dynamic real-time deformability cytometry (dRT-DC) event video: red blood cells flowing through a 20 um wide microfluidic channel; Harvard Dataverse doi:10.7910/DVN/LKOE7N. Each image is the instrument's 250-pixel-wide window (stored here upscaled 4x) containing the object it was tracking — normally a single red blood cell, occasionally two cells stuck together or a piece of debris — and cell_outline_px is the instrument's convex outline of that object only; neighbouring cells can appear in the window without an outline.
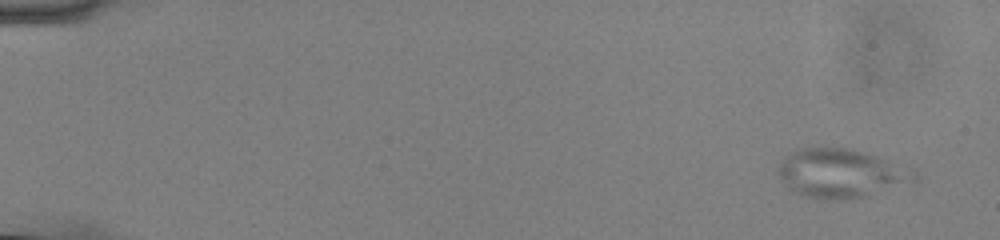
{"species": "common noctule bat (a hibernating species)", "species_latin": "Nyctalus noctula", "temperature_condition": "cold", "stored_images_in_passage": 2, "camera_frame_rate_fps": 3000, "um_per_image_px": 0.085, "animal": {"sex": "male", "body_mass_g": 13.0, "forearm_length_mm": 53.1}, "frame": {"image": 1, "passage_image": 1, "time_ms": 0.0, "image_size_px": [1000, 240], "cell_outline_px": [[920, 180], [864, 196], [844, 200], [824, 200], [804, 196], [788, 188], [780, 180], [776, 172], [780, 164], [788, 152], [800, 148], [844, 148], [860, 152], [916, 168], [920, 176]], "centroid_in_image_um": [71.5, 14.75], "position_along_channel_um": 13.5, "area_um2": 39.02}}